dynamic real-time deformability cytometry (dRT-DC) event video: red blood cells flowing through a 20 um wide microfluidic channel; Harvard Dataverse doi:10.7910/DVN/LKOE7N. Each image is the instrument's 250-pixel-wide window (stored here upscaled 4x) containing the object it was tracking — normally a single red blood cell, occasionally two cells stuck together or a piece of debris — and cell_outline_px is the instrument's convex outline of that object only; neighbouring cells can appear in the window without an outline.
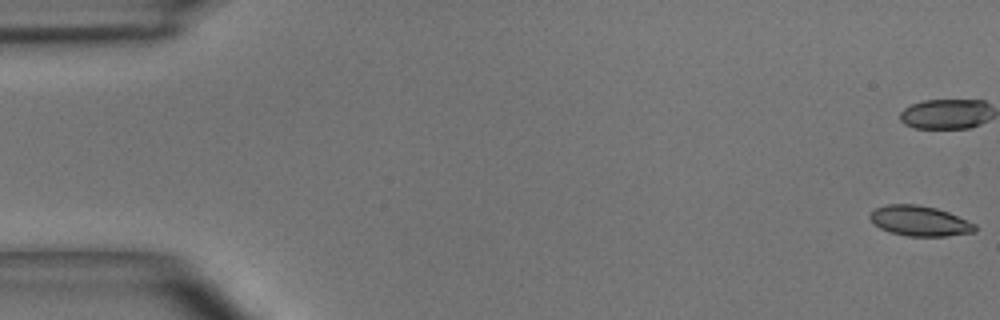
{"species": "common noctule bat (a hibernating species)", "species_latin": "Nyctalus noctula", "temperature_condition": "room temperature", "stored_images_in_passage": 38, "camera_frame_rate_fps": 3000, "um_per_image_px": 0.085, "animal": {"sex": "male", "body_mass_g": 15.6}, "frame": {"image": 1, "passage_image": 1, "time_ms": 0.0, "image_size_px": [1000, 320], "cell_outline_px": [[976, 232], [944, 236], [908, 236], [892, 232], [880, 228], [868, 216], [876, 208], [888, 204], [916, 204], [936, 208], [948, 212], [976, 224]], "centroid_in_image_um": [78.2, 18.77], "position_along_channel_um": 6.8, "area_um2": 18.26}}